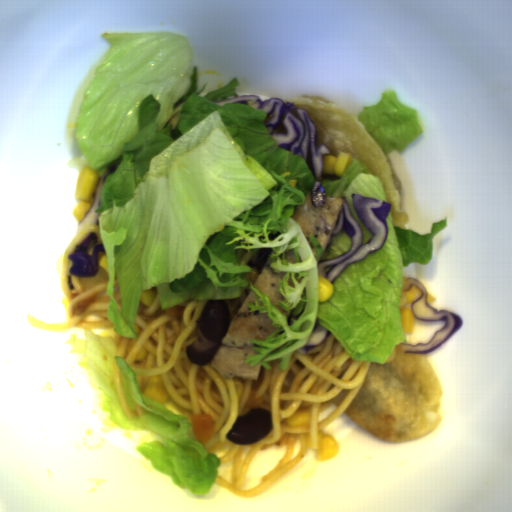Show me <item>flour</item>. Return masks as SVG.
<instances>
[{"mask_svg": "<svg viewBox=\"0 0 512 512\" xmlns=\"http://www.w3.org/2000/svg\"><path fill=\"white\" fill-rule=\"evenodd\" d=\"M294 104L292 112L300 121L298 108H303L317 130V149L325 145L326 155L339 156L340 151L350 152L377 177L390 203V217L396 228L406 229L410 220L403 211V183L396 173L388 154L382 151L365 125L353 113L317 96H294L287 100ZM286 102V103H287Z\"/></svg>", "mask_w": 512, "mask_h": 512, "instance_id": "obj_2", "label": "flour"}, {"mask_svg": "<svg viewBox=\"0 0 512 512\" xmlns=\"http://www.w3.org/2000/svg\"><path fill=\"white\" fill-rule=\"evenodd\" d=\"M400 341L383 362L372 361L345 415L383 441L407 442L438 428L442 385L425 353Z\"/></svg>", "mask_w": 512, "mask_h": 512, "instance_id": "obj_1", "label": "flour"}]
</instances>
